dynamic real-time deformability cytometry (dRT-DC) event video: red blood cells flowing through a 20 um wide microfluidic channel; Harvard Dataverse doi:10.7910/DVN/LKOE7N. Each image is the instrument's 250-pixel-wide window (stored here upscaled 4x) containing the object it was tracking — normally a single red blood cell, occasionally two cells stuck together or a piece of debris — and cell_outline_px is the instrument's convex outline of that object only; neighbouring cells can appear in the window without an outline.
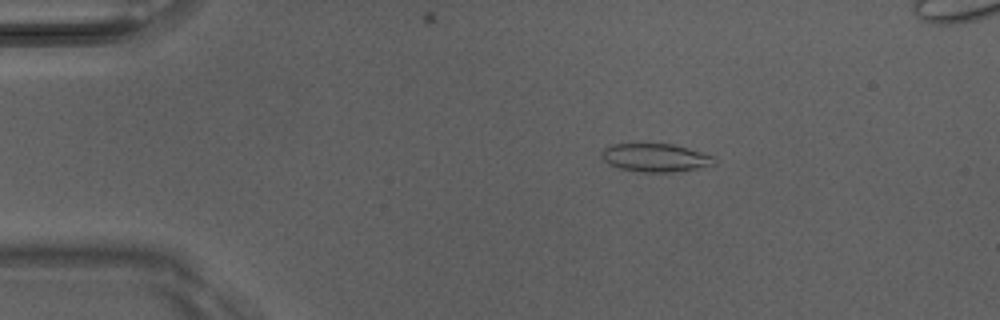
{"species": "Egyptian fruit bat (a non-hibernating species)", "species_latin": "Rousettus aegyptiacus", "temperature_condition": "room temperature", "stored_images_in_passage": 6, "camera_frame_rate_fps": 3000, "um_per_image_px": 0.085, "animal": {"sex": "male"}, "frame": {"image": 1, "passage_image": 2, "time_ms": 0.333, "image_size_px": [1000, 320], "cell_outline_px": [[716, 164], [696, 168], [668, 172], [644, 172], [620, 168], [608, 164], [600, 156], [600, 152], [604, 148], [612, 144], [672, 144], [688, 148], [716, 156]], "centroid_in_image_um": [55.71, 13.39], "position_along_channel_um": 29.3, "area_um2": 18.5}}